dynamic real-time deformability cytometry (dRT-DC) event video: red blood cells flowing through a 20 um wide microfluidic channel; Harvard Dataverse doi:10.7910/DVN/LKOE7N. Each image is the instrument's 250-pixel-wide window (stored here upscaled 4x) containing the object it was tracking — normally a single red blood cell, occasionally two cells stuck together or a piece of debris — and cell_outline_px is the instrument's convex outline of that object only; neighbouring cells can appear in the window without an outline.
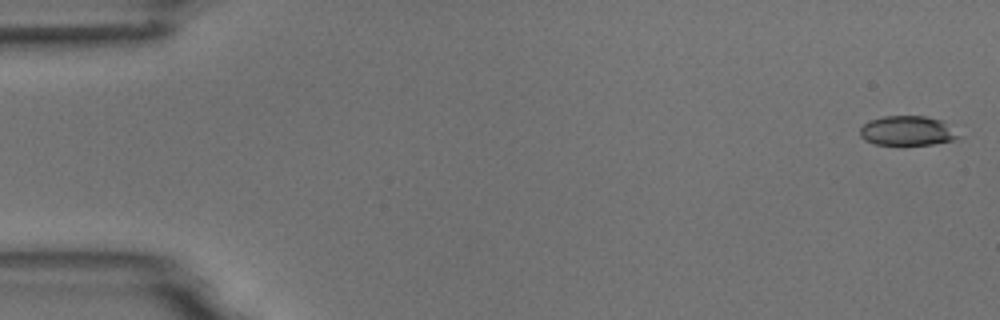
{"species": "common noctule bat (a hibernating species)", "species_latin": "Nyctalus noctula", "temperature_condition": "room temperature", "stored_images_in_passage": 5, "camera_frame_rate_fps": 3000, "um_per_image_px": 0.085, "animal": {"sex": "male", "body_mass_g": 18.8}, "frame": {"image": 1, "passage_image": 1, "time_ms": 0.0, "image_size_px": [1000, 320], "cell_outline_px": [[964, 136], [952, 140], [932, 144], [904, 148], [876, 144], [864, 140], [860, 136], [860, 128], [868, 120], [884, 116], [928, 116], [940, 120]], "centroid_in_image_um": [77.11, 11.16], "position_along_channel_um": 7.9, "area_um2": 17.74}}
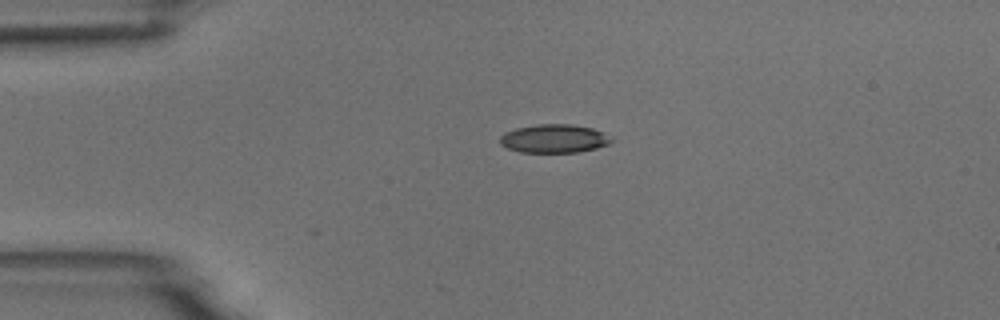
{"frame": {"image": 2, "passage_image": 4, "time_ms": 3.667, "image_size_px": [1000, 320], "cell_outline_px": [[616, 140], [608, 144], [596, 148], [576, 152], [520, 152], [508, 148], [500, 144], [500, 136], [504, 132], [516, 128], [536, 124], [572, 124], [592, 128], [612, 136]], "centroid_in_image_um": [47.12, 11.77], "position_along_channel_um": 37.9, "area_um2": 18.61}}
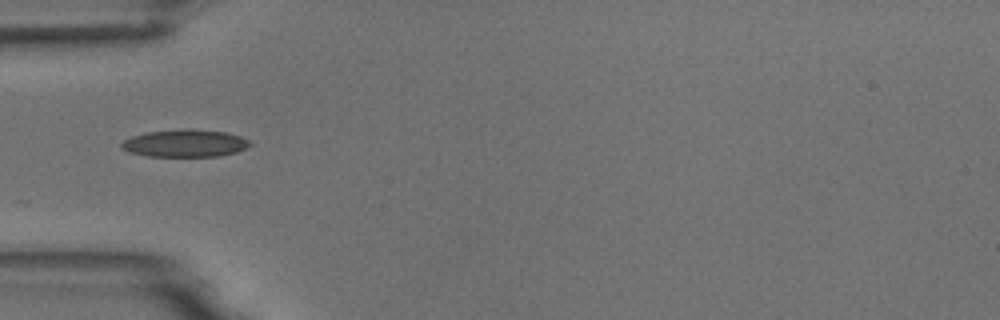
{"frame": {"image": 3, "passage_image": 5, "time_ms": 5.333, "image_size_px": [1000, 320], "cell_outline_px": [[252, 144], [236, 152], [220, 156], [148, 156], [128, 152], [120, 148], [120, 144], [124, 140], [132, 136], [148, 132], [184, 128], [224, 132], [240, 136], [248, 140]], "centroid_in_image_um": [15.69, 12.18], "position_along_channel_um": 69.3, "area_um2": 20.46}}